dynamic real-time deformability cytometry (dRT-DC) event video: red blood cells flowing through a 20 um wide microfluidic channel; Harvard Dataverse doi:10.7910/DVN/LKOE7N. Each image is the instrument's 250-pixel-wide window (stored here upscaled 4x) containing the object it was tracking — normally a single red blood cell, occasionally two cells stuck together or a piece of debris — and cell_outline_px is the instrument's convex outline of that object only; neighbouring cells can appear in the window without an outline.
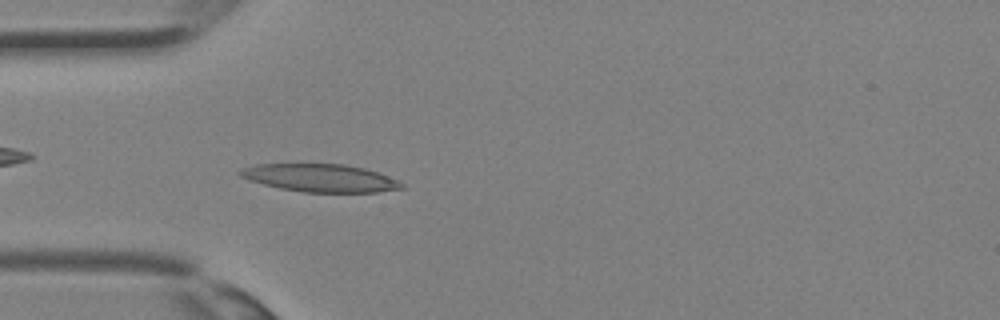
{"species": "Egyptian fruit bat (a non-hibernating species)", "species_latin": "Rousettus aegyptiacus", "temperature_condition": "room temperature", "stored_images_in_passage": 36, "camera_frame_rate_fps": 3000, "um_per_image_px": 0.085, "animal": {"sex": "female"}, "frame": {"image": 1, "passage_image": 11, "time_ms": 3.333, "image_size_px": [1000, 320], "cell_outline_px": [[404, 188], [376, 192], [304, 192], [280, 188], [248, 180], [240, 176], [236, 172], [240, 168], [256, 164], [344, 164], [364, 168], [376, 172], [396, 180], [404, 184]], "centroid_in_image_um": [27.16, 15.12], "position_along_channel_um": 57.8, "area_um2": 26.07}}
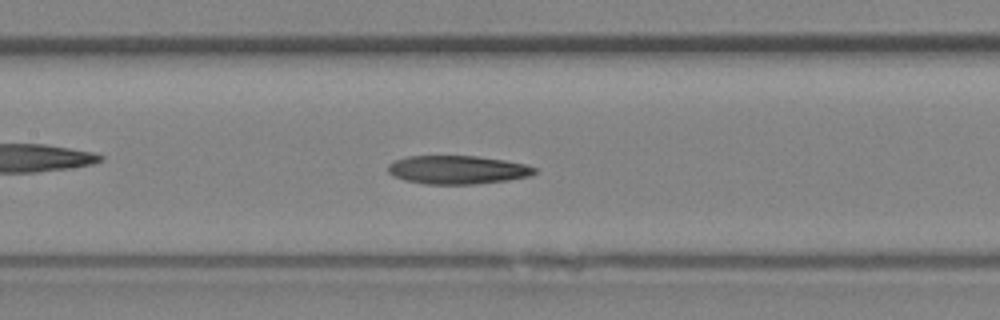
{"frame": {"image": 2, "passage_image": 17, "time_ms": 5.333, "image_size_px": [1000, 320], "cell_outline_px": [[536, 172], [528, 176], [508, 180], [472, 184], [424, 184], [404, 180], [392, 176], [388, 172], [388, 164], [396, 160], [408, 156], [476, 156], [504, 160], [524, 164], [536, 168]], "centroid_in_image_um": [38.84, 14.43], "position_along_channel_um": 168.6, "area_um2": 24.22}}
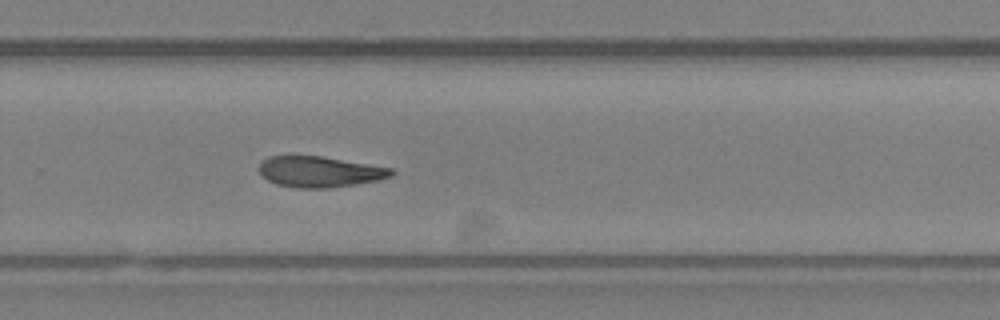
{"frame": {"image": 3, "passage_image": 24, "time_ms": 7.667, "image_size_px": [1000, 320], "cell_outline_px": [[396, 172], [392, 176], [376, 180], [328, 188], [296, 188], [276, 184], [268, 180], [260, 172], [260, 160], [268, 156], [320, 156], [392, 168]], "centroid_in_image_um": [27.15, 14.59], "position_along_channel_um": 302.7, "area_um2": 23.52}}